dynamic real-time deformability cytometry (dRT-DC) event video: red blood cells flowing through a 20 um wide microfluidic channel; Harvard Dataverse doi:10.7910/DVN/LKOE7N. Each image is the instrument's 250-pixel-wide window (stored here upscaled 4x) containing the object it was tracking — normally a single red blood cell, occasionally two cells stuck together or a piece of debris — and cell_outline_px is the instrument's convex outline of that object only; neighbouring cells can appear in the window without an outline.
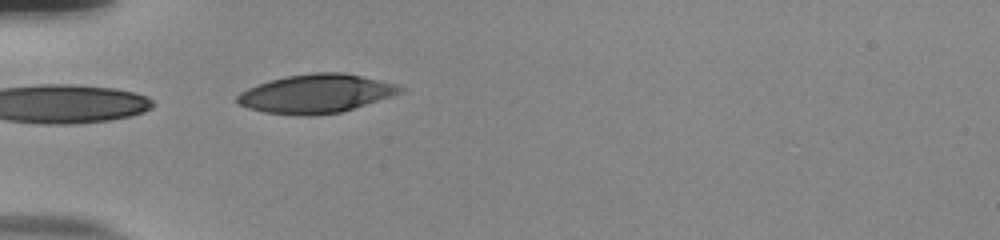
{"species": "human", "species_latin": "Homo sapiens", "temperature_condition": "room temperature", "stored_images_in_passage": 32, "camera_frame_rate_fps": 3000, "um_per_image_px": 0.085, "donor": {"sex": "male"}, "frame": {"image": 1, "passage_image": 1, "time_ms": 0.0, "image_size_px": [1000, 240], "cell_outline_px": [[404, 92], [392, 96], [340, 112], [308, 116], [296, 116], [264, 112], [248, 108], [236, 104], [236, 96], [240, 92], [256, 84], [268, 80], [284, 76], [312, 72], [340, 72], [360, 76], [396, 84], [404, 88]], "centroid_in_image_um": [26.8, 7.96], "position_along_channel_um": 58.2, "area_um2": 36.88}}
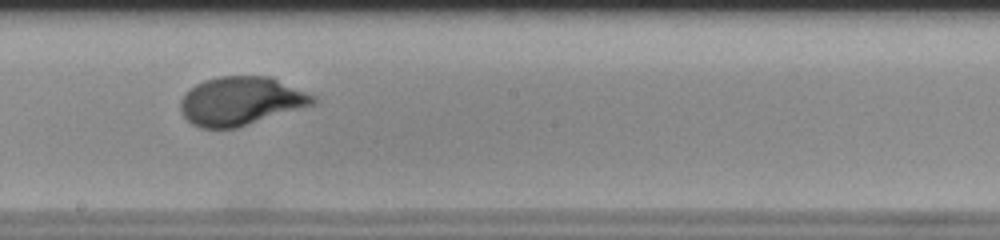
{"frame": {"image": 2, "passage_image": 15, "time_ms": 4.667, "image_size_px": [1000, 240], "cell_outline_px": [[320, 100], [316, 104], [236, 128], [200, 128], [192, 124], [180, 112], [180, 100], [184, 92], [196, 84], [204, 80], [220, 76], [272, 76], [316, 96]], "centroid_in_image_um": [20.49, 8.58], "position_along_channel_um": 227.7, "area_um2": 37.92}}
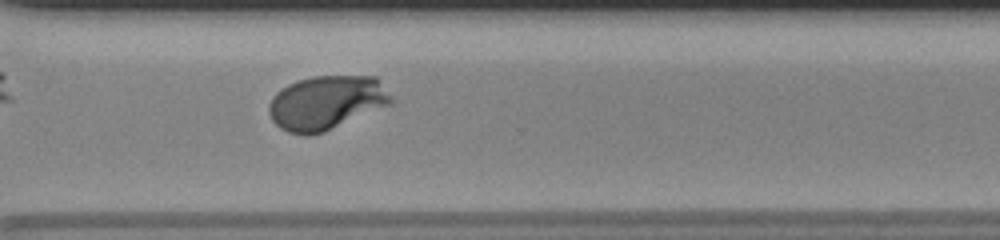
{"frame": {"image": 3, "passage_image": 24, "time_ms": 7.667, "image_size_px": [1000, 240], "cell_outline_px": [[396, 100], [392, 104], [324, 132], [308, 136], [304, 136], [288, 132], [280, 128], [272, 120], [268, 112], [268, 104], [272, 96], [276, 92], [288, 84], [300, 80], [316, 76], [376, 76]], "centroid_in_image_um": [27.76, 8.73], "position_along_channel_um": 342.8, "area_um2": 38.84}, "authors_computed_cell_mechanics": {"area_um2": 37.6567, "velocity_mm_per_s": 3.8365, "shape_relaxation_time_tau1_ms": 3.6491, "shape_relaxation_time_tau2_ms": null, "deformation_change_tau1": 0.1955, "deformation_change_tau2": null}}